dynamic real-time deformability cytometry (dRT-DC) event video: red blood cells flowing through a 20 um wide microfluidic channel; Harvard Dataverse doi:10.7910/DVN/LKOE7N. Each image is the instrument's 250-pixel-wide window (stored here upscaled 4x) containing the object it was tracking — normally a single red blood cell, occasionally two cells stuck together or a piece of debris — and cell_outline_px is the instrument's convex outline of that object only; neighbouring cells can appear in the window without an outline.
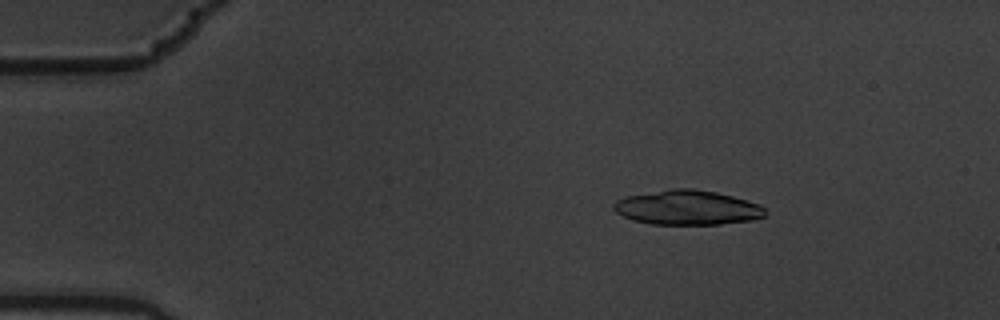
{"species": "common noctule bat (a hibernating species)", "species_latin": "Nyctalus noctula", "temperature_condition": "warm", "stored_images_in_passage": 4, "camera_frame_rate_fps": 3000, "um_per_image_px": 0.085, "animal": {"sex": "male", "body_mass_g": 19.5, "forearm_length_mm": 54.6}, "frame": {"image": 1, "passage_image": 2, "time_ms": 0.333, "image_size_px": [1000, 320], "cell_outline_px": [[768, 212], [764, 216], [752, 220], [720, 224], [652, 224], [632, 220], [616, 212], [612, 208], [612, 204], [616, 200], [624, 196], [672, 188], [692, 188], [716, 192], [732, 196], [760, 204]], "centroid_in_image_um": [58.4, 17.64], "position_along_channel_um": 26.6, "area_um2": 30.69}}